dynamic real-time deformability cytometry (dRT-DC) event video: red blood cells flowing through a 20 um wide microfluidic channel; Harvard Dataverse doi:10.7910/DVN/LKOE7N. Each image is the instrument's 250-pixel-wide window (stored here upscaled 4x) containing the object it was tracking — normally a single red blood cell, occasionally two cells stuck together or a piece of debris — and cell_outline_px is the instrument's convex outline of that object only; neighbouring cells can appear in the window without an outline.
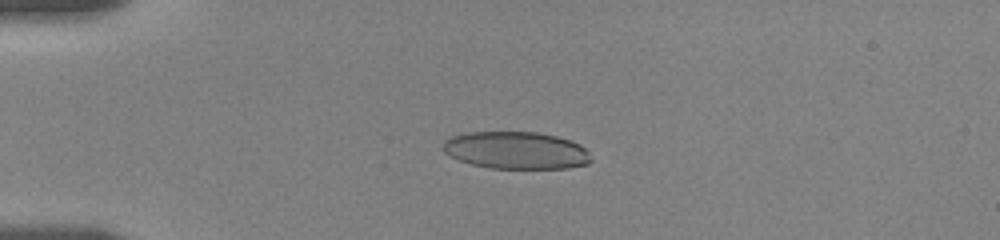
{"species": "human", "species_latin": "Homo sapiens", "temperature_condition": "room temperature", "stored_images_in_passage": 52, "camera_frame_rate_fps": 3000, "um_per_image_px": 0.085, "donor": {"sex": "female"}, "frame": {"image": 1, "passage_image": 9, "time_ms": 2.667, "image_size_px": [1000, 240], "cell_outline_px": [[592, 160], [588, 164], [568, 168], [488, 168], [472, 164], [448, 156], [440, 148], [444, 140], [452, 136], [468, 132], [536, 132], [556, 136], [572, 140], [580, 144], [588, 152]], "centroid_in_image_um": [43.85, 12.78], "position_along_channel_um": 41.2, "area_um2": 32.43}}
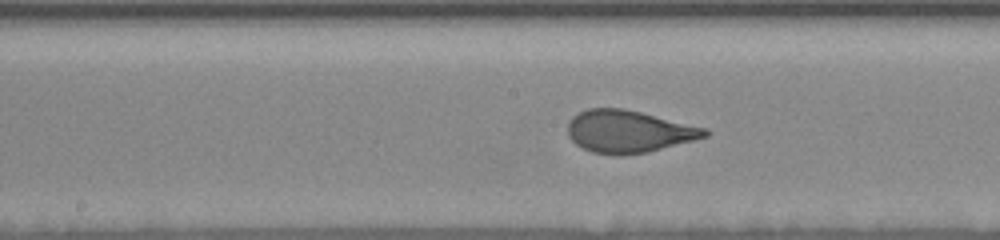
{"frame": {"image": 2, "passage_image": 25, "time_ms": 8.0, "image_size_px": [1000, 240], "cell_outline_px": [[712, 132], [708, 136], [648, 152], [620, 156], [616, 156], [592, 152], [576, 144], [568, 136], [568, 120], [572, 116], [588, 108], [624, 108], [708, 128]], "centroid_in_image_um": [53.44, 11.17], "position_along_channel_um": 194.8, "area_um2": 34.04}}
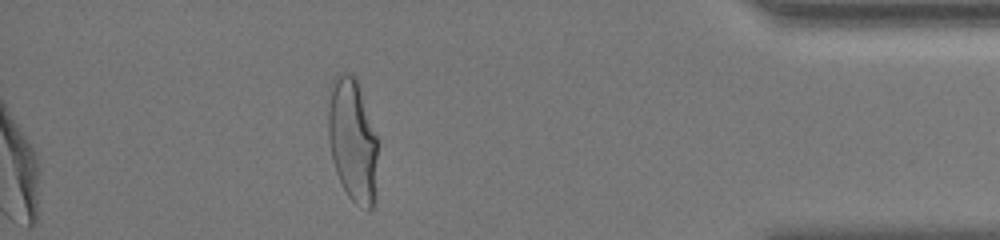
{"frame": {"image": 3, "passage_image": 46, "time_ms": 15.0, "image_size_px": [1000, 240], "cell_outline_px": [[376, 156], [372, 208], [368, 212], [356, 204], [348, 196], [336, 172], [332, 160], [328, 140], [328, 108], [332, 80], [336, 72], [348, 72], [356, 76], [376, 136]], "centroid_in_image_um": [29.92, 11.85], "position_along_channel_um": 405.3, "area_um2": 35.26}, "authors_computed_cell_mechanics": {"area_um2": 34.0731, "velocity_mm_per_s": 3.5254, "shape_relaxation_time_tau1_ms": 3.8143, "shape_relaxation_time_tau2_ms": null, "deformation_change_tau1": 0.1637, "deformation_change_tau2": null}}